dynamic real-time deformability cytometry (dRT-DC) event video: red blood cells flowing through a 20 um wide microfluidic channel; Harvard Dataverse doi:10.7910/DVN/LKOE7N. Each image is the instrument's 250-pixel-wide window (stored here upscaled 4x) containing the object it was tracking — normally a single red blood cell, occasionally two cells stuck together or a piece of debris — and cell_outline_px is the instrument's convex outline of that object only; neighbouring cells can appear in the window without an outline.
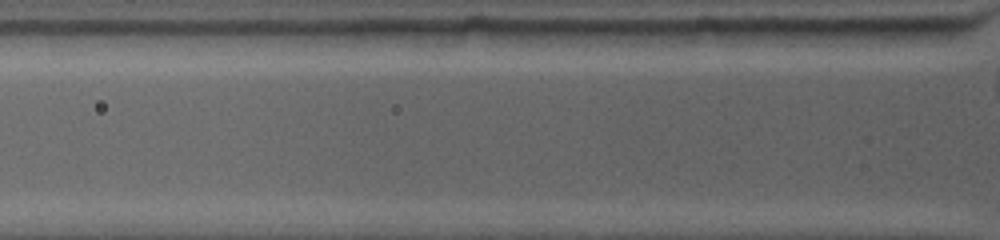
{"species": "common noctule bat (a hibernating species)", "species_latin": "Nyctalus noctula", "temperature_condition": "warm", "stored_images_in_passage": 3, "camera_frame_rate_fps": 4500, "um_per_image_px": 0.085, "animal": {"sex": "female", "body_mass_g": 19.0, "forearm_length_mm": 53.3}, "frame": {"image": 1, "passage_image": 3, "time_ms": 0.222, "image_size_px": [1000, 240], "cell_outline_px": [[720, 28], [716, 44], [584, 48], [564, 32], [564, 28]], "centroid_in_image_um": [54.56, 3.13], "position_along_channel_um": 71.2, "area_um2": 19.13}}